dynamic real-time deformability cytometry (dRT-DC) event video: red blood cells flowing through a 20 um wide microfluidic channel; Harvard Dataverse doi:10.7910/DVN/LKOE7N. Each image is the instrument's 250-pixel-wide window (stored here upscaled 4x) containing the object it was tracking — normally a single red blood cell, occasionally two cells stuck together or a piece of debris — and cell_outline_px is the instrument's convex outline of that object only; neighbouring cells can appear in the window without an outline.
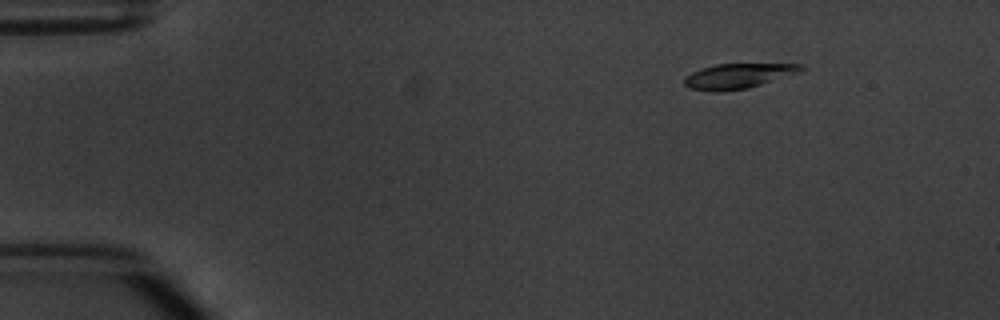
{"species": "common noctule bat (a hibernating species)", "species_latin": "Nyctalus noctula", "temperature_condition": "warm", "stored_images_in_passage": 6, "camera_frame_rate_fps": 3000, "um_per_image_px": 0.085, "animal": {"sex": "male", "body_mass_g": 20.1, "forearm_length_mm": 53.5}, "frame": {"image": 1, "passage_image": 2, "time_ms": 2.0, "image_size_px": [1000, 320], "cell_outline_px": [[808, 68], [800, 72], [748, 88], [716, 92], [712, 92], [688, 88], [684, 84], [684, 76], [700, 68], [716, 64], [804, 64]], "centroid_in_image_um": [62.73, 6.45], "position_along_channel_um": 22.3, "area_um2": 17.11}}
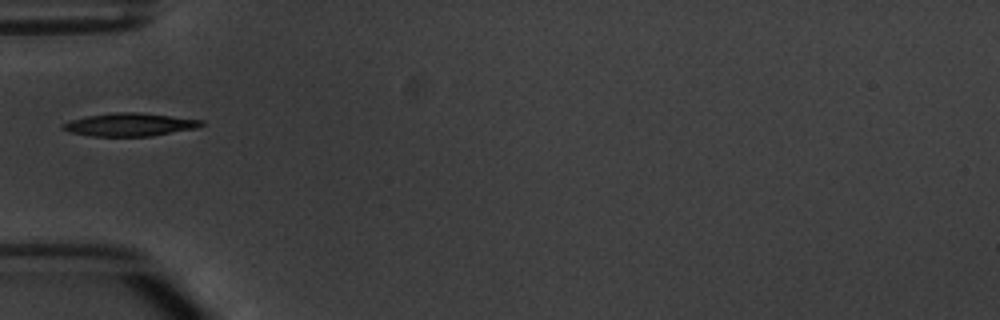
{"frame": {"image": 2, "passage_image": 5, "time_ms": 5.667, "image_size_px": [1000, 320], "cell_outline_px": [[204, 124], [196, 128], [152, 136], [92, 136], [68, 132], [60, 128], [60, 124], [72, 120], [88, 116], [116, 112], [136, 112], [204, 120]], "centroid_in_image_um": [11.0, 10.6], "position_along_channel_um": 74.0, "area_um2": 18.5}}